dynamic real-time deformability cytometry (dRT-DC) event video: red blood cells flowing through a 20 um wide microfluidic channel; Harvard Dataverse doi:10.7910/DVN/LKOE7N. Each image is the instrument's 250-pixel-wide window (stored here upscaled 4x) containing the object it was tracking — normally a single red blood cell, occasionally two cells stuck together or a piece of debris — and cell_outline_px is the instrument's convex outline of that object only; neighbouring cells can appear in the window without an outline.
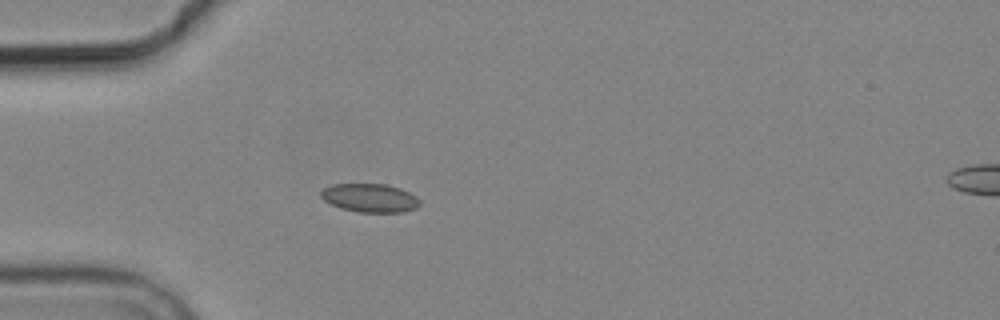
{"species": "common noctule bat (a hibernating species)", "species_latin": "Nyctalus noctula", "temperature_condition": "cold", "stored_images_in_passage": 3, "camera_frame_rate_fps": 3000, "um_per_image_px": 0.085, "animal": {"sex": "male", "body_mass_g": 19.2, "forearm_length_mm": 51.8}, "frame": {"image": 1, "passage_image": 3, "time_ms": 3.667, "image_size_px": [1000, 320], "cell_outline_px": [[420, 204], [416, 208], [400, 212], [360, 212], [340, 208], [324, 200], [320, 196], [320, 192], [324, 188], [332, 184], [384, 184], [400, 188], [416, 196], [420, 200]], "centroid_in_image_um": [31.43, 16.82], "position_along_channel_um": 53.6, "area_um2": 16.36}}